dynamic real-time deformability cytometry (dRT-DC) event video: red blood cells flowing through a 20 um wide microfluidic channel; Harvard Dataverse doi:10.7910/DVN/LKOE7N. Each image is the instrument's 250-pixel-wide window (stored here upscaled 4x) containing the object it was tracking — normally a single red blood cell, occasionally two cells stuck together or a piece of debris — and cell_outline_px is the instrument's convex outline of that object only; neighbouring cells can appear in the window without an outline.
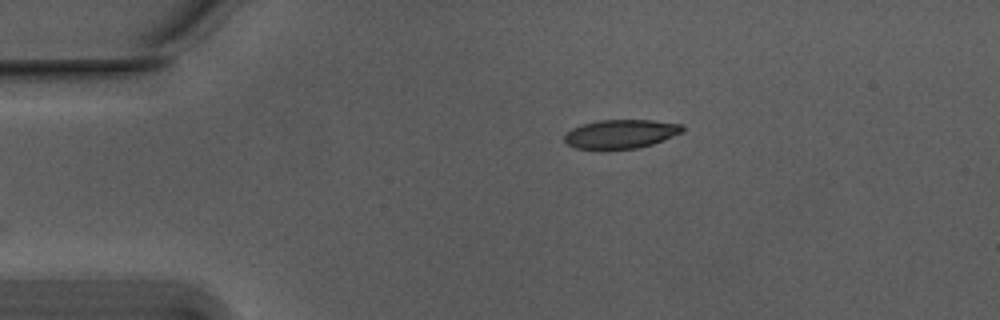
{"species": "Egyptian fruit bat (a non-hibernating species)", "species_latin": "Rousettus aegyptiacus", "temperature_condition": "warm", "stored_images_in_passage": 45, "camera_frame_rate_fps": 3000, "um_per_image_px": 0.085, "animal": {"sex": "male"}, "frame": {"image": 1, "passage_image": 1, "time_ms": 0.0, "image_size_px": [1000, 320], "cell_outline_px": [[684, 132], [652, 144], [636, 148], [576, 148], [568, 144], [564, 140], [564, 136], [572, 128], [584, 124], [600, 120], [652, 120], [684, 124]], "centroid_in_image_um": [52.82, 11.36], "position_along_channel_um": 32.2, "area_um2": 19.54}}
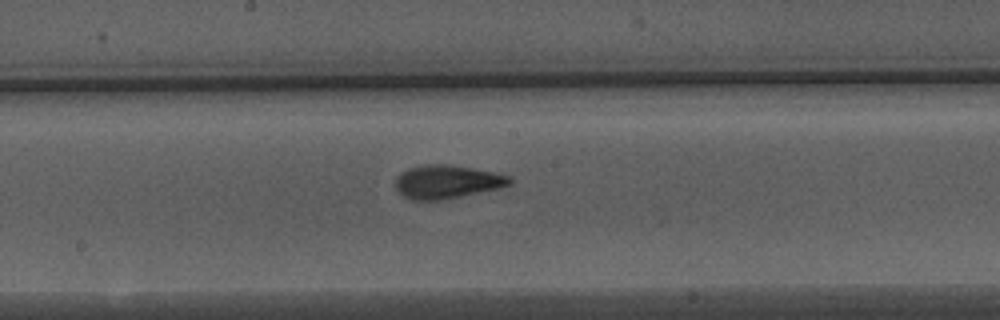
{"frame": {"image": 2, "passage_image": 19, "time_ms": 6.0, "image_size_px": [1000, 320], "cell_outline_px": [[512, 184], [500, 188], [440, 200], [412, 200], [404, 196], [396, 188], [396, 176], [400, 172], [408, 168], [424, 164], [448, 164], [496, 172], [512, 176]], "centroid_in_image_um": [38.01, 15.44], "position_along_channel_um": 210.2, "area_um2": 22.37}}
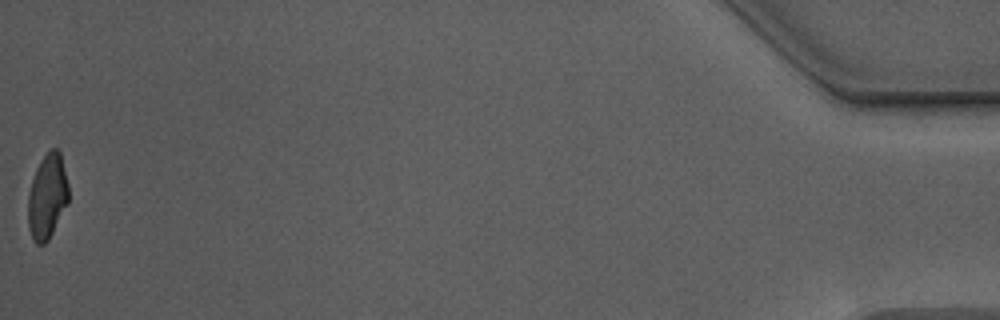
{"frame": {"image": 3, "passage_image": 45, "time_ms": 14.667, "image_size_px": [1000, 320], "cell_outline_px": [[68, 204], [48, 240], [44, 244], [36, 244], [32, 240], [28, 228], [28, 196], [32, 180], [36, 168], [40, 160], [52, 148], [56, 148], [60, 152], [68, 184]], "centroid_in_image_um": [4.01, 16.73], "position_along_channel_um": 431.2, "area_um2": 20.06}}